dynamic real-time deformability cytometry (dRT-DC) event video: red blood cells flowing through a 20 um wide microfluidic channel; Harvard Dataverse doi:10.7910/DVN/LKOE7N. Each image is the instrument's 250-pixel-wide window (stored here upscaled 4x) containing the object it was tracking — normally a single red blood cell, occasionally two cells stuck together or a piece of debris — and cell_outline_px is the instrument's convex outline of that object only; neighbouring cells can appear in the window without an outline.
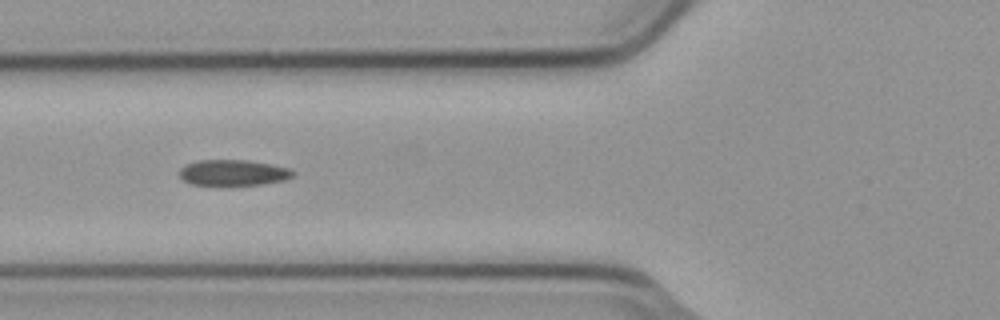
{"species": "common noctule bat (a hibernating species)", "species_latin": "Nyctalus noctula", "temperature_condition": "cold", "stored_images_in_passage": 13, "camera_frame_rate_fps": 3000, "um_per_image_px": 0.085, "animal": {"sex": "male", "body_mass_g": 23.1, "forearm_length_mm": 52.7}, "frame": {"image": 1, "passage_image": 8, "time_ms": 2.333, "image_size_px": [1000, 320], "cell_outline_px": [[296, 172], [292, 176], [284, 180], [260, 184], [228, 188], [192, 184], [184, 180], [180, 176], [180, 168], [188, 164], [200, 160], [248, 160], [272, 164], [288, 168]], "centroid_in_image_um": [19.82, 14.72], "position_along_channel_um": 106.0, "area_um2": 17.69}}
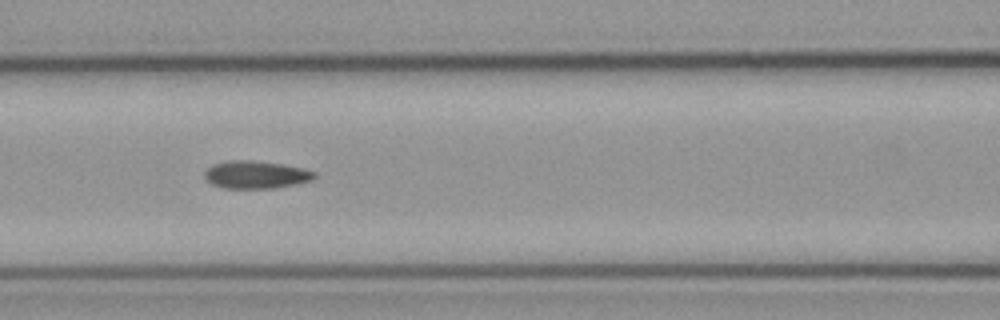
{"frame": {"image": 2, "passage_image": 11, "time_ms": 3.333, "image_size_px": [1000, 320], "cell_outline_px": [[316, 176], [312, 180], [276, 188], [224, 188], [212, 184], [204, 176], [204, 172], [212, 164], [228, 160], [252, 160], [280, 164], [300, 168], [316, 172]], "centroid_in_image_um": [21.72, 14.84], "position_along_channel_um": 144.9, "area_um2": 17.57}}